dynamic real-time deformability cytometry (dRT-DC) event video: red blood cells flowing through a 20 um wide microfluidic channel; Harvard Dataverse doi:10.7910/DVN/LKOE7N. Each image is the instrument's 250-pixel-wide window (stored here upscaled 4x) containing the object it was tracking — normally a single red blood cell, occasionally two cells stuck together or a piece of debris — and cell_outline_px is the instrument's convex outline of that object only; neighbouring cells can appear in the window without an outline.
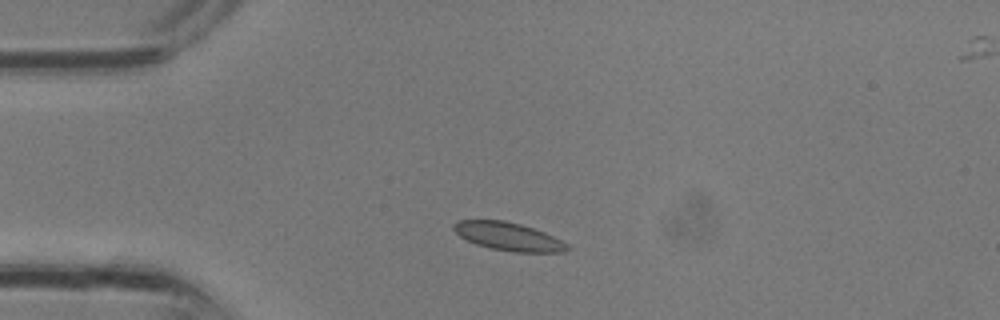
{"species": "common noctule bat (a hibernating species)", "species_latin": "Nyctalus noctula", "temperature_condition": "room temperature", "stored_images_in_passage": 2, "camera_frame_rate_fps": 3000, "um_per_image_px": 0.085, "animal": {"sex": "male", "body_mass_g": 13.3}, "frame": {"image": 1, "passage_image": 1, "time_ms": 0.0, "image_size_px": [1000, 320], "cell_outline_px": [[572, 248], [564, 252], [516, 252], [492, 248], [476, 244], [460, 236], [452, 228], [452, 224], [456, 220], [504, 220], [520, 224], [544, 232], [568, 244]], "centroid_in_image_um": [43.21, 20.09], "position_along_channel_um": 41.8, "area_um2": 18.5}}
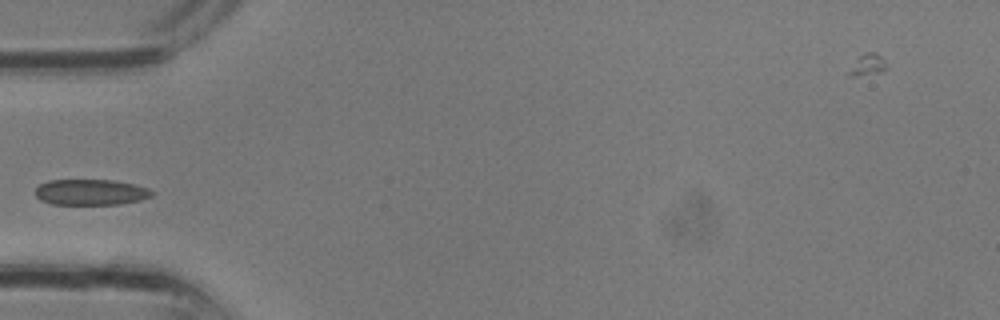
{"frame": {"image": 2, "passage_image": 2, "time_ms": 0.333, "image_size_px": [1000, 320], "cell_outline_px": [[156, 192], [152, 196], [140, 200], [120, 204], [52, 204], [40, 200], [36, 196], [36, 188], [40, 184], [48, 180], [112, 180], [136, 184], [148, 188]], "centroid_in_image_um": [7.74, 16.33], "position_along_channel_um": 77.3, "area_um2": 17.63}}